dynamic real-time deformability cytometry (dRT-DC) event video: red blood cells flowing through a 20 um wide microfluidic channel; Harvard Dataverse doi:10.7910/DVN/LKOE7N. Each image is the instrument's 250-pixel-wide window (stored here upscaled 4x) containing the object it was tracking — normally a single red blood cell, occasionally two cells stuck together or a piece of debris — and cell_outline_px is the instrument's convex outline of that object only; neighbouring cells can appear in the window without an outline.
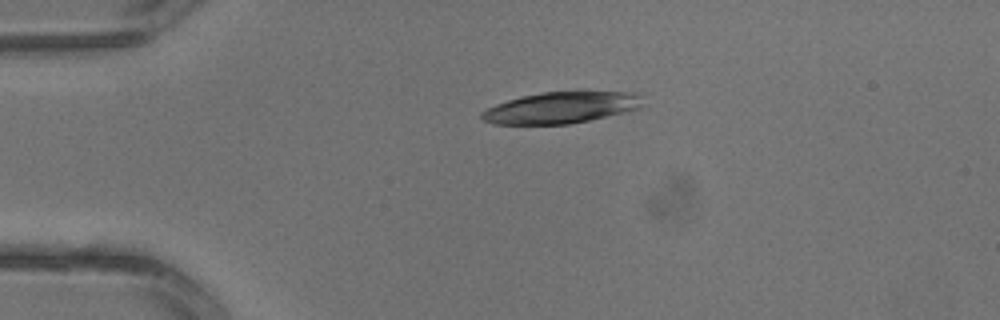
{"species": "common noctule bat (a hibernating species)", "species_latin": "Nyctalus noctula", "temperature_condition": "warm", "stored_images_in_passage": 3, "camera_frame_rate_fps": 3000, "um_per_image_px": 0.085, "animal": {"sex": "male", "body_mass_g": 13.3}, "frame": {"image": 1, "passage_image": 2, "time_ms": 0.333, "image_size_px": [1000, 320], "cell_outline_px": [[644, 108], [588, 120], [568, 124], [492, 124], [484, 120], [480, 116], [480, 112], [496, 104], [508, 100], [524, 96], [544, 92], [636, 92], [640, 96], [644, 104]], "centroid_in_image_um": [47.73, 9.15], "position_along_channel_um": 37.3, "area_um2": 29.3}}